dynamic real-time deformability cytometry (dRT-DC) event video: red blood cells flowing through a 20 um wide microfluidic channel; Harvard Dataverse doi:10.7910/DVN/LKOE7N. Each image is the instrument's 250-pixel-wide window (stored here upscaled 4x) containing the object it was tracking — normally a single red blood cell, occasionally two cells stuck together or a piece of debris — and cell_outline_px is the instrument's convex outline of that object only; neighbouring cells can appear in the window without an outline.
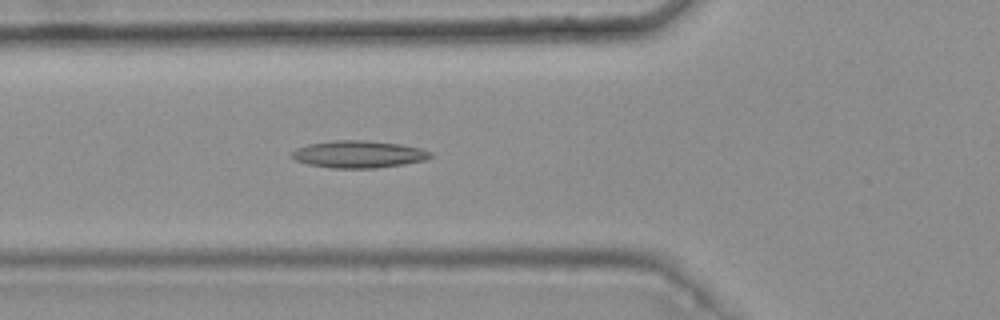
{"species": "common noctule bat (a hibernating species)", "species_latin": "Nyctalus noctula", "temperature_condition": "warm", "stored_images_in_passage": 6, "camera_frame_rate_fps": 3000, "um_per_image_px": 0.085, "animal": {"sex": "female", "body_mass_g": 25.1}, "frame": {"image": 1, "passage_image": 6, "time_ms": 1.667, "image_size_px": [1000, 320], "cell_outline_px": [[432, 156], [424, 160], [404, 164], [376, 168], [332, 168], [308, 164], [296, 160], [288, 156], [296, 148], [308, 144], [332, 140], [368, 140], [400, 144], [420, 148], [432, 152]], "centroid_in_image_um": [30.45, 13.1], "position_along_channel_um": 95.3, "area_um2": 22.08}}